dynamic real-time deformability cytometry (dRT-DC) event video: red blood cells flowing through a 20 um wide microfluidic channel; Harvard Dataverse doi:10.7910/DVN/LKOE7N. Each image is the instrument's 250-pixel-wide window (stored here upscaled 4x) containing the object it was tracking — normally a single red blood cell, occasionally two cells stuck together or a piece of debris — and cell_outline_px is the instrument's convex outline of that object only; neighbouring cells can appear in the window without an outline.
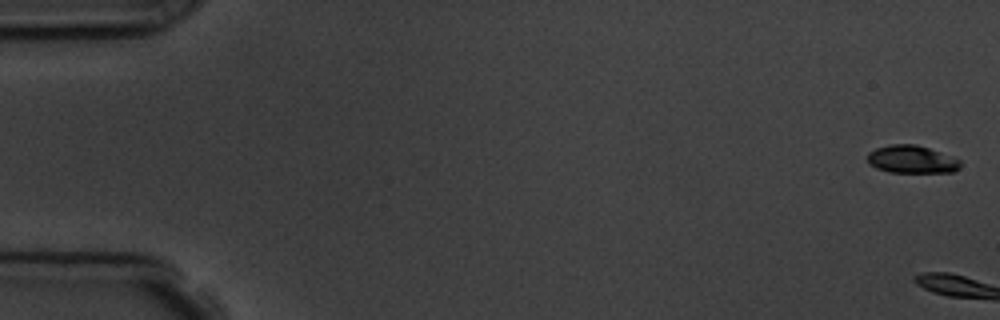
{"species": "common noctule bat (a hibernating species)", "species_latin": "Nyctalus noctula", "temperature_condition": "room temperature", "stored_images_in_passage": 7, "camera_frame_rate_fps": 3000, "um_per_image_px": 0.085, "animal": {"sex": "male", "body_mass_g": 19.5, "forearm_length_mm": 54.6}, "frame": {"image": 1, "passage_image": 1, "time_ms": 0.0, "image_size_px": [1000, 320], "cell_outline_px": [[960, 168], [952, 172], [888, 172], [876, 168], [868, 164], [868, 152], [876, 148], [892, 144], [916, 144], [952, 156], [960, 160]], "centroid_in_image_um": [77.48, 13.55], "position_along_channel_um": 7.5, "area_um2": 15.03}}